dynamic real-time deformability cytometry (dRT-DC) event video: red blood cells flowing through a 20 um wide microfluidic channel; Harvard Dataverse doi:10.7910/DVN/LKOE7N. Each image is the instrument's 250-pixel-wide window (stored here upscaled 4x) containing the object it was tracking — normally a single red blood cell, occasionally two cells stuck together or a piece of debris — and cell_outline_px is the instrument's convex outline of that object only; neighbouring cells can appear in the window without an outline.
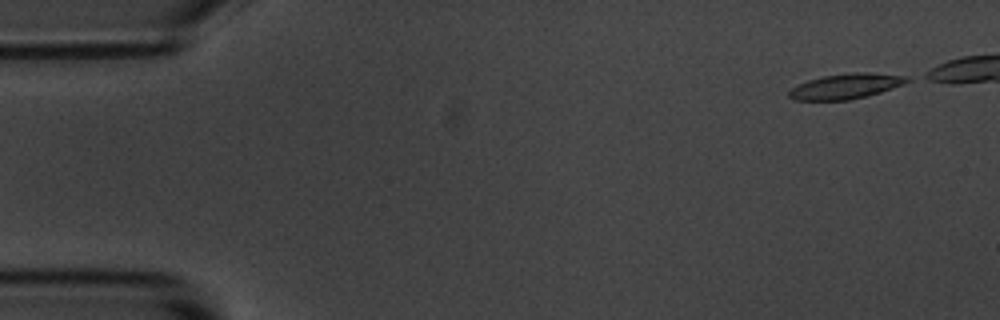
{"species": "common noctule bat (a hibernating species)", "species_latin": "Nyctalus noctula", "temperature_condition": "room temperature", "stored_images_in_passage": 3, "camera_frame_rate_fps": 3000, "um_per_image_px": 0.085, "animal": {"sex": "male", "body_mass_g": 20.1, "forearm_length_mm": 53.5}, "frame": {"image": 1, "passage_image": 3, "time_ms": 2.333, "image_size_px": [1000, 320], "cell_outline_px": [[912, 80], [904, 84], [880, 92], [848, 100], [792, 100], [788, 96], [788, 92], [792, 88], [808, 80], [824, 76], [852, 72], [872, 72], [908, 76]], "centroid_in_image_um": [71.92, 7.32], "position_along_channel_um": 13.1, "area_um2": 17.28}}